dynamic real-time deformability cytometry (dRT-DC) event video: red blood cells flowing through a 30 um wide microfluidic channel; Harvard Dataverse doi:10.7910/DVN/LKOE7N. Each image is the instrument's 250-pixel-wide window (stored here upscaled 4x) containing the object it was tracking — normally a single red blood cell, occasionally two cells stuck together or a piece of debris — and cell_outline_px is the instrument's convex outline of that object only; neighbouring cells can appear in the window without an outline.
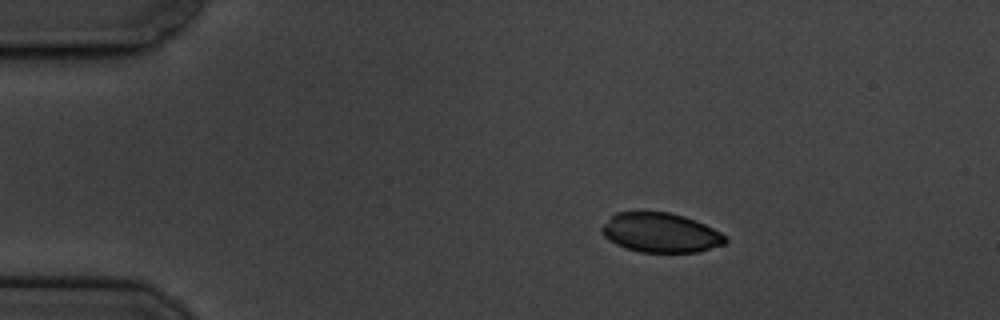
{"species": "common noctule bat (a hibernating species)", "species_latin": "Nyctalus noctula", "temperature_condition": "cold", "stored_images_in_passage": 48, "camera_frame_rate_fps": 3000, "um_per_image_px": 0.085, "animal": {"sex": "male", "body_mass_g": 19.5, "forearm_length_mm": 54.6}, "frame": {"image": 1, "passage_image": 1, "time_ms": 0.0, "image_size_px": [1000, 320], "cell_outline_px": [[728, 240], [724, 244], [696, 252], [640, 252], [624, 248], [616, 244], [604, 236], [600, 228], [616, 212], [668, 212], [684, 216], [696, 220], [720, 232]], "centroid_in_image_um": [56.14, 19.78], "position_along_channel_um": 28.9, "area_um2": 28.21}}
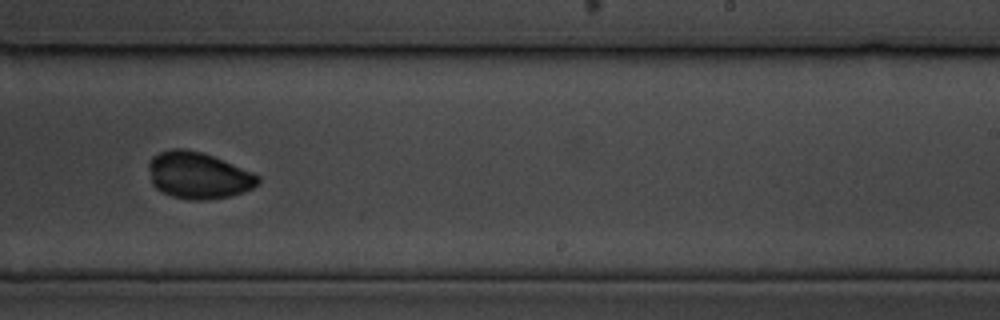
{"frame": {"image": 2, "passage_image": 27, "time_ms": 8.667, "image_size_px": [1000, 320], "cell_outline_px": [[260, 180], [252, 188], [244, 192], [232, 196], [208, 200], [188, 200], [172, 196], [156, 188], [152, 184], [148, 168], [148, 160], [152, 156], [160, 152], [172, 148], [184, 148], [200, 152], [212, 156], [252, 172], [260, 176]], "centroid_in_image_um": [16.83, 14.91], "position_along_channel_um": 272.2, "area_um2": 29.77}}
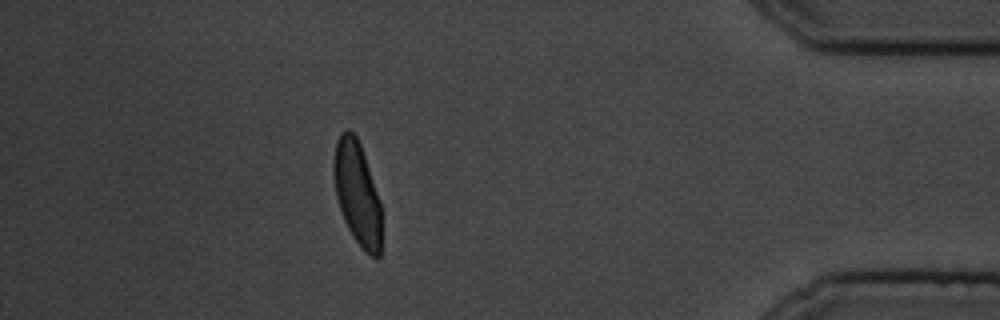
{"frame": {"image": 3, "passage_image": 42, "time_ms": 13.667, "image_size_px": [1000, 320], "cell_outline_px": [[380, 256], [376, 260], [364, 252], [348, 228], [344, 220], [336, 196], [332, 172], [332, 168], [336, 140], [340, 132], [344, 128], [348, 128], [356, 136], [360, 144], [380, 200]], "centroid_in_image_um": [30.34, 16.41], "position_along_channel_um": 404.9, "area_um2": 28.84}, "authors_computed_cell_mechanics": {"area_um2": 29.7959, "velocity_mm_per_s": 3.5066, "shape_relaxation_time_tau1_ms": 3.9199, "shape_relaxation_time_tau2_ms": 1.1154, "deformation_change_tau1": 0.1927, "deformation_change_tau2": 0.0416}}